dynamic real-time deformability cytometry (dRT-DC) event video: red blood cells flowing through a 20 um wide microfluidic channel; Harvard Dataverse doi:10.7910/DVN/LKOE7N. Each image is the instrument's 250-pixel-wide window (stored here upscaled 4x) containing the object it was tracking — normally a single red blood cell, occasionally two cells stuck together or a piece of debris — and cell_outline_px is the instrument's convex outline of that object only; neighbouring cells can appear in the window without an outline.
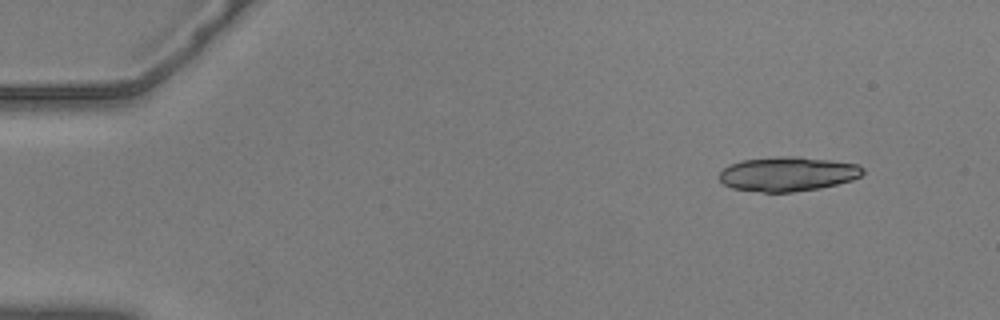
{"species": "common noctule bat (a hibernating species)", "species_latin": "Nyctalus noctula", "temperature_condition": "warm", "stored_images_in_passage": 51, "camera_frame_rate_fps": 3000, "um_per_image_px": 0.085, "animal": {"sex": "male", "body_mass_g": 20.5, "forearm_length_mm": 52.5}, "frame": {"image": 1, "passage_image": 1, "time_ms": 0.0, "image_size_px": [1000, 320], "cell_outline_px": [[864, 172], [860, 176], [852, 180], [820, 188], [792, 192], [764, 192], [732, 188], [724, 184], [716, 176], [724, 168], [732, 164], [744, 160], [792, 156], [800, 156], [856, 164], [864, 168]], "centroid_in_image_um": [66.96, 14.79], "position_along_channel_um": 18.0, "area_um2": 28.5}}
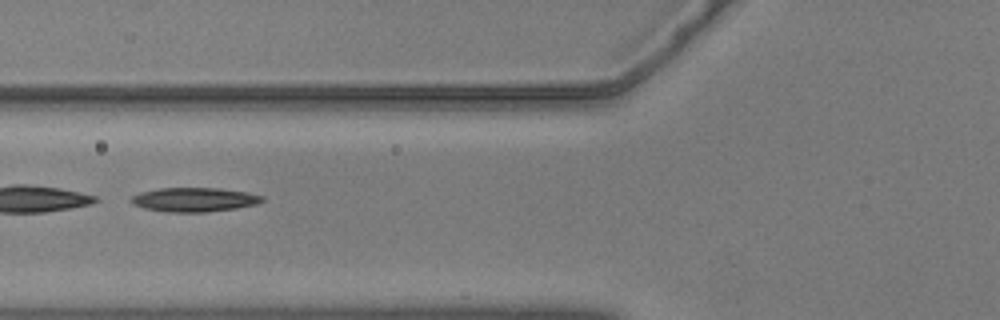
{"frame": {"image": 2, "passage_image": 18, "time_ms": 5.667, "image_size_px": [1000, 320], "cell_outline_px": [[264, 200], [256, 204], [236, 208], [204, 212], [164, 212], [144, 208], [132, 204], [128, 200], [132, 196], [140, 192], [156, 188], [220, 188], [248, 192], [264, 196]], "centroid_in_image_um": [16.48, 16.96], "position_along_channel_um": 109.3, "area_um2": 18.61}}
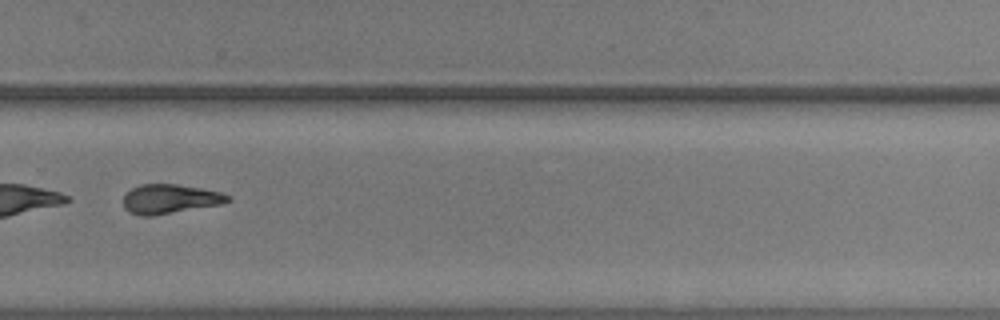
{"frame": {"image": 3, "passage_image": 35, "time_ms": 11.333, "image_size_px": [1000, 320], "cell_outline_px": [[232, 200], [220, 204], [152, 216], [140, 216], [128, 212], [124, 208], [124, 196], [132, 188], [140, 184], [176, 184], [200, 188], [220, 192], [232, 196]], "centroid_in_image_um": [14.43, 16.91], "position_along_channel_um": 315.4, "area_um2": 17.8}}